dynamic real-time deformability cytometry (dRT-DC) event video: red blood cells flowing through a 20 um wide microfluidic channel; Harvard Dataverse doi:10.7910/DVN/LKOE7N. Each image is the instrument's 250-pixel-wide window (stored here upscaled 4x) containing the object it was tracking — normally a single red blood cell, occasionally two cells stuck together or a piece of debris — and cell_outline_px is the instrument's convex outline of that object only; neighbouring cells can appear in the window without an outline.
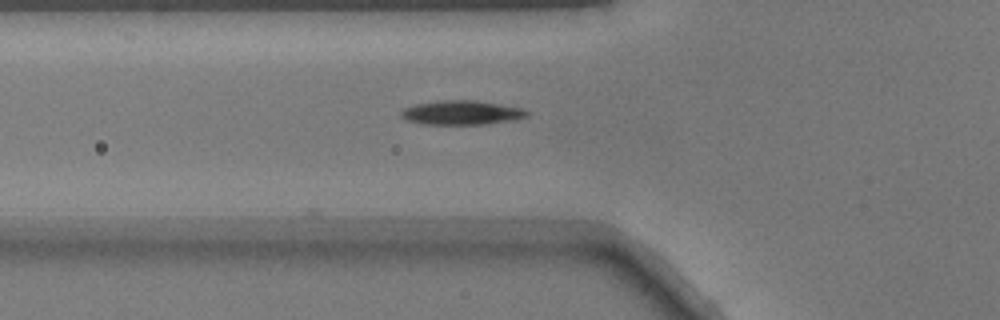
{"species": "common noctule bat (a hibernating species)", "species_latin": "Nyctalus noctula", "temperature_condition": "warm", "stored_images_in_passage": 36, "camera_frame_rate_fps": 3000, "um_per_image_px": 0.085, "animal": {"sex": "male", "body_mass_g": 17.9}, "frame": {"image": 1, "passage_image": 4, "time_ms": 1.0, "image_size_px": [1000, 320], "cell_outline_px": [[532, 112], [528, 116], [516, 120], [484, 124], [424, 124], [408, 120], [400, 116], [400, 112], [404, 108], [416, 104], [436, 100], [476, 100], [524, 108]], "centroid_in_image_um": [39.3, 9.57], "position_along_channel_um": 86.5, "area_um2": 17.98}}
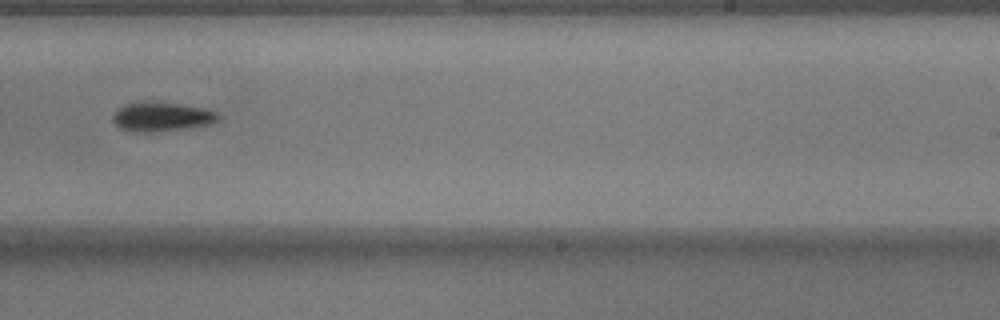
{"frame": {"image": 2, "passage_image": 18, "time_ms": 5.667, "image_size_px": [1000, 320], "cell_outline_px": [[220, 120], [212, 124], [188, 128], [120, 128], [112, 120], [112, 116], [124, 104], [176, 104], [204, 108], [216, 112], [220, 116]], "centroid_in_image_um": [13.88, 9.89], "position_along_channel_um": 275.1, "area_um2": 16.07}}
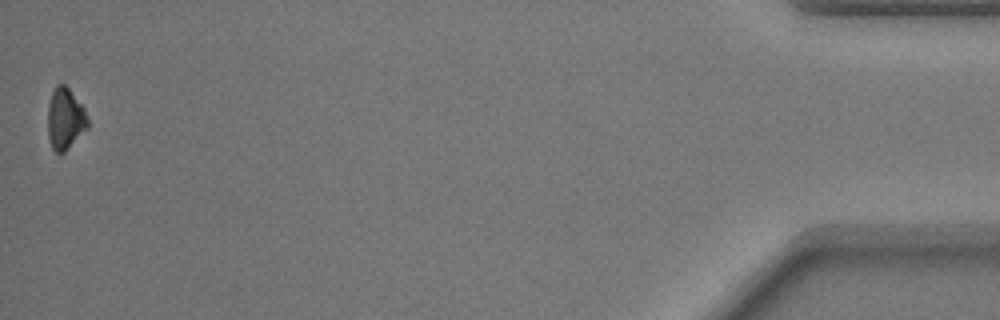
{"frame": {"image": 3, "passage_image": 36, "time_ms": 11.667, "image_size_px": [1000, 320], "cell_outline_px": [[88, 128], [64, 152], [56, 152], [52, 148], [48, 136], [48, 104], [52, 92], [56, 84], [64, 84], [68, 88], [84, 108], [88, 120]], "centroid_in_image_um": [5.53, 10.09], "position_along_channel_um": 429.7, "area_um2": 14.16}}